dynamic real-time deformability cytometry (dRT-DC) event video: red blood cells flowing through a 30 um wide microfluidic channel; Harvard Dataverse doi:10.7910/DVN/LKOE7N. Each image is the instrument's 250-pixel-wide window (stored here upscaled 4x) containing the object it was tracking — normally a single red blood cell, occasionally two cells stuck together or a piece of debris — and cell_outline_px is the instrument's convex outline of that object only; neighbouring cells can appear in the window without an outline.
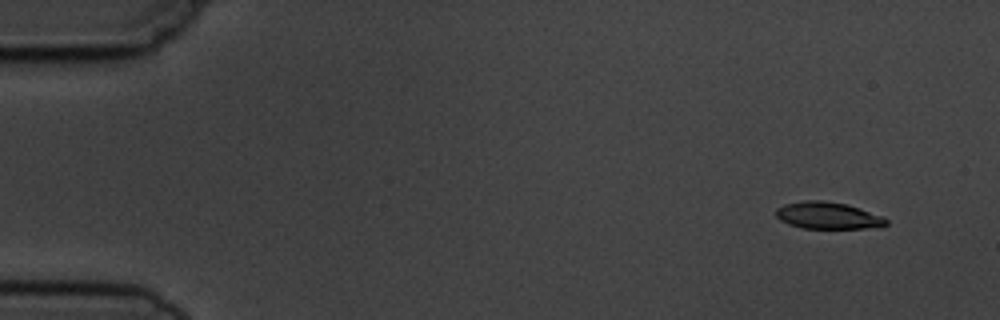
{"species": "common noctule bat (a hibernating species)", "species_latin": "Nyctalus noctula", "temperature_condition": "cold", "stored_images_in_passage": 5, "camera_frame_rate_fps": 3000, "um_per_image_px": 0.085, "animal": {"sex": "male", "body_mass_g": 19.5, "forearm_length_mm": 54.6}, "frame": {"image": 1, "passage_image": 2, "time_ms": 1.0, "image_size_px": [1000, 320], "cell_outline_px": [[888, 224], [884, 228], [804, 228], [788, 224], [780, 220], [776, 216], [776, 208], [784, 204], [804, 200], [824, 200], [848, 204], [884, 216], [888, 220]], "centroid_in_image_um": [70.43, 18.32], "position_along_channel_um": 14.6, "area_um2": 17.63}}
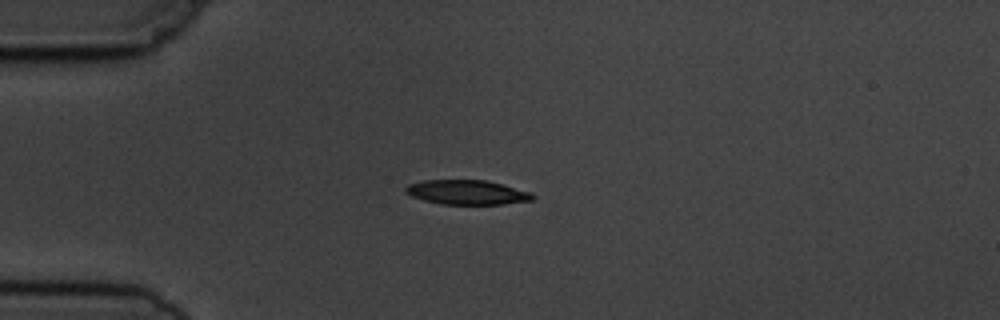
{"frame": {"image": 2, "passage_image": 5, "time_ms": 4.333, "image_size_px": [1000, 320], "cell_outline_px": [[536, 196], [532, 200], [504, 204], [440, 204], [424, 200], [412, 196], [404, 192], [404, 188], [408, 184], [424, 180], [484, 180], [532, 192]], "centroid_in_image_um": [39.68, 16.35], "position_along_channel_um": 45.3, "area_um2": 18.09}}